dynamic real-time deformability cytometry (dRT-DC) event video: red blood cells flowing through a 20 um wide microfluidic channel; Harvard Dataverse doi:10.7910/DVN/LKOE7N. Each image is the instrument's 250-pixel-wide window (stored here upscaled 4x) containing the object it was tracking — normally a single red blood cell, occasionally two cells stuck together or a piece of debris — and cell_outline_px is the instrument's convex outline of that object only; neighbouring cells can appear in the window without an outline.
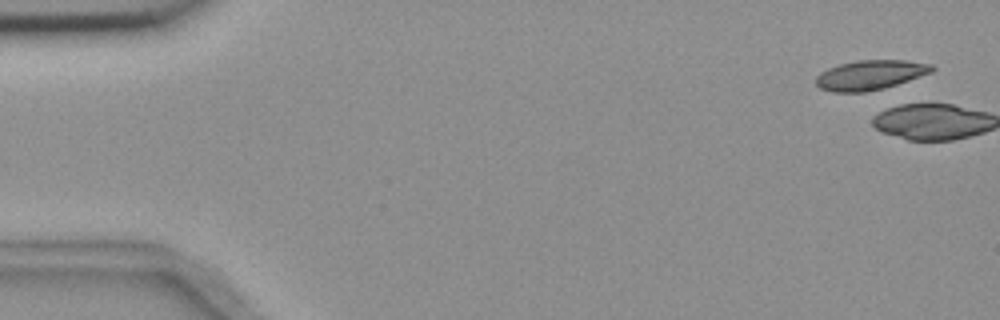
{"species": "common noctule bat (a hibernating species)", "species_latin": "Nyctalus noctula", "temperature_condition": "room temperature", "stored_images_in_passage": 6, "camera_frame_rate_fps": 3000, "um_per_image_px": 0.085, "animal": {"sex": "female", "body_mass_g": 18.4}, "frame": {"image": 1, "passage_image": 1, "time_ms": 0.0, "image_size_px": [1000, 320], "cell_outline_px": [[936, 68], [932, 72], [884, 88], [864, 92], [832, 92], [820, 88], [816, 84], [816, 76], [820, 72], [828, 68], [840, 64], [856, 60], [904, 60], [932, 64]], "centroid_in_image_um": [73.95, 6.37], "position_along_channel_um": 11.0, "area_um2": 20.0}}